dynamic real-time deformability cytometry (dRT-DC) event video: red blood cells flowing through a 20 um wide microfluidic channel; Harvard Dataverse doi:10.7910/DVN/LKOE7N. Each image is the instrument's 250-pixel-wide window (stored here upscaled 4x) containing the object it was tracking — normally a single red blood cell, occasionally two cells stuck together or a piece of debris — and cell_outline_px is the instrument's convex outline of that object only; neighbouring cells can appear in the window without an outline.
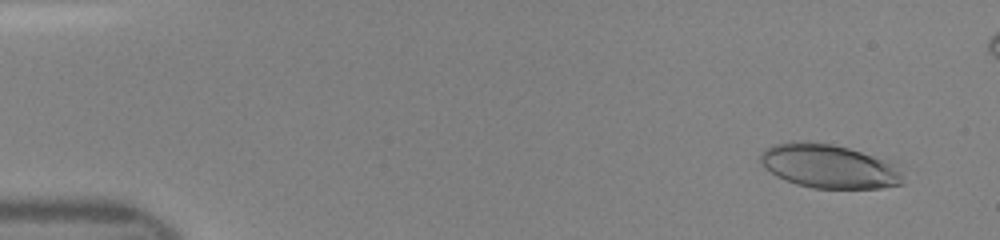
{"species": "human", "species_latin": "Homo sapiens", "temperature_condition": "room temperature", "stored_images_in_passage": 40, "camera_frame_rate_fps": 3000, "um_per_image_px": 0.085, "donor": {"sex": "female"}, "frame": {"image": 1, "passage_image": 3, "time_ms": 0.667, "image_size_px": [1000, 240], "cell_outline_px": [[904, 184], [880, 188], [812, 188], [796, 184], [784, 180], [776, 176], [764, 168], [760, 160], [760, 152], [764, 148], [772, 144], [792, 140], [804, 140], [832, 144], [848, 148], [884, 160], [892, 164], [904, 176]], "centroid_in_image_um": [70.37, 14.12], "position_along_channel_um": 14.6, "area_um2": 36.65}}
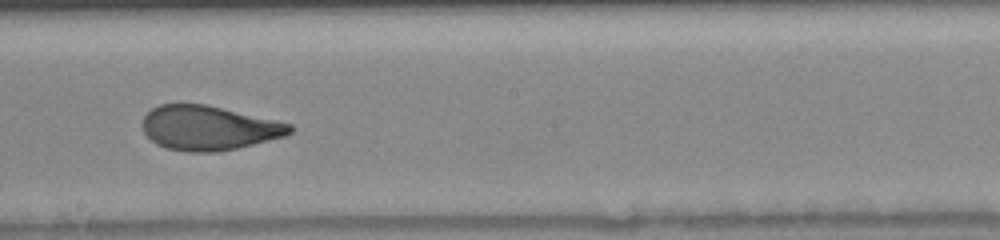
{"frame": {"image": 2, "passage_image": 27, "time_ms": 8.667, "image_size_px": [1000, 240], "cell_outline_px": [[292, 132], [284, 136], [236, 148], [216, 152], [188, 152], [168, 148], [156, 144], [144, 132], [140, 124], [144, 116], [152, 108], [160, 104], [204, 104], [292, 124]], "centroid_in_image_um": [17.69, 10.87], "position_along_channel_um": 230.5, "area_um2": 37.8}}
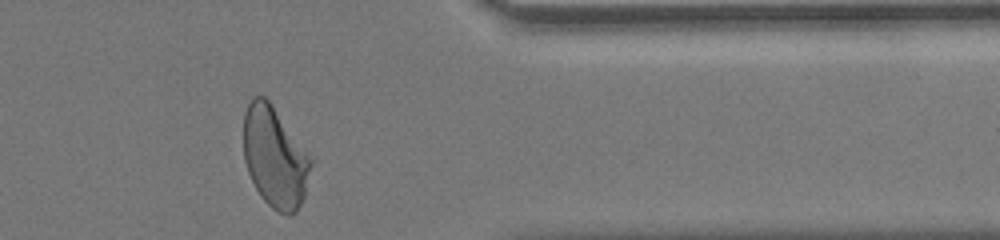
{"frame": {"image": 3, "passage_image": 39, "time_ms": 12.667, "image_size_px": [1000, 240], "cell_outline_px": [[312, 164], [304, 196], [296, 212], [292, 216], [288, 216], [276, 212], [260, 196], [248, 172], [244, 160], [244, 112], [252, 96], [264, 96], [268, 100], [312, 156]], "centroid_in_image_um": [23.37, 13.38], "position_along_channel_um": 388.0, "area_um2": 39.65}}